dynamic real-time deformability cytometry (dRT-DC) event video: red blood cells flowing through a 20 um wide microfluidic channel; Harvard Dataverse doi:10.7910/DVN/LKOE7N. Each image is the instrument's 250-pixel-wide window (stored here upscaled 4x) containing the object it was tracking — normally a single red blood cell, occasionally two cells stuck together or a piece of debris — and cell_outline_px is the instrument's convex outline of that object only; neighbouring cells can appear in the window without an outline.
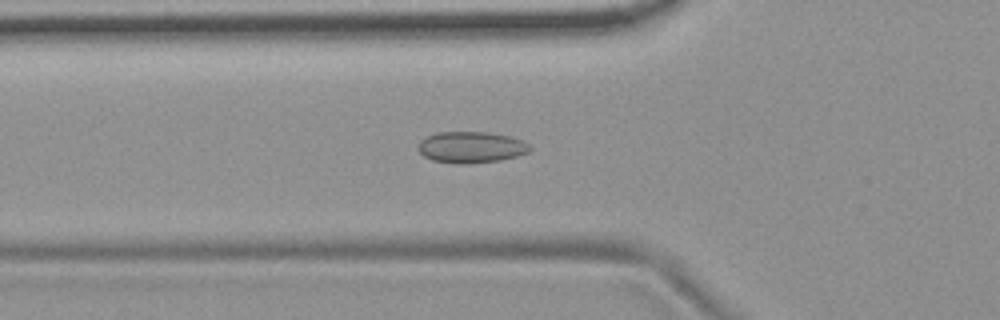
{"species": "common noctule bat (a hibernating species)", "species_latin": "Nyctalus noctula", "temperature_condition": "room temperature", "stored_images_in_passage": 48, "camera_frame_rate_fps": 3000, "um_per_image_px": 0.085, "animal": {"sex": "female", "body_mass_g": 19.9}, "frame": {"image": 1, "passage_image": 11, "time_ms": 3.333, "image_size_px": [1000, 320], "cell_outline_px": [[520, 152], [508, 156], [492, 160], [436, 160], [428, 156], [420, 148], [424, 140], [432, 136], [448, 132], [472, 132], [500, 136], [512, 140]], "centroid_in_image_um": [39.79, 12.47], "position_along_channel_um": 86.0, "area_um2": 16.24}}
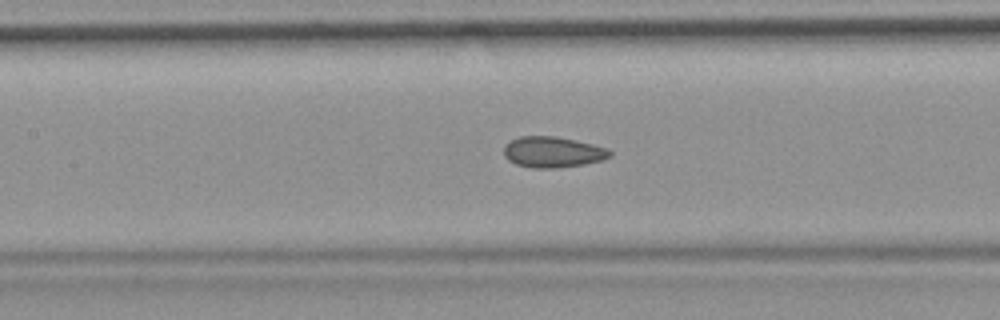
{"frame": {"image": 2, "passage_image": 17, "time_ms": 5.333, "image_size_px": [1000, 320], "cell_outline_px": [[608, 156], [596, 160], [576, 164], [520, 164], [512, 160], [504, 152], [508, 144], [512, 140], [528, 136], [544, 136], [568, 140], [600, 148], [608, 152]], "centroid_in_image_um": [46.89, 12.86], "position_along_channel_um": 160.5, "area_um2": 15.9}}
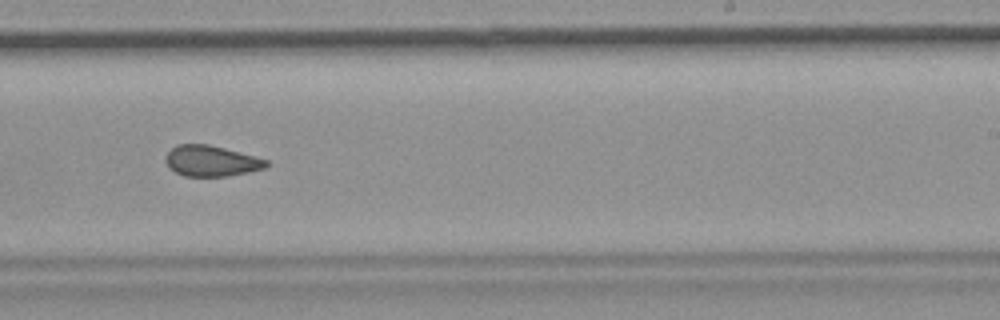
{"frame": {"image": 3, "passage_image": 26, "time_ms": 8.333, "image_size_px": [1000, 320], "cell_outline_px": [[268, 164], [260, 168], [220, 176], [192, 176], [180, 172], [172, 168], [168, 164], [168, 156], [176, 148], [184, 144], [200, 144], [220, 148], [264, 160]], "centroid_in_image_um": [17.93, 13.69], "position_along_channel_um": 271.1, "area_um2": 16.01}, "authors_computed_cell_mechanics": {"area_um2": 15.7794, "velocity_mm_per_s": 3.7121, "shape_relaxation_time_tau1_ms": null, "shape_relaxation_time_tau2_ms": 1.5189, "deformation_change_tau1": null, "deformation_change_tau2": 0.0789}}